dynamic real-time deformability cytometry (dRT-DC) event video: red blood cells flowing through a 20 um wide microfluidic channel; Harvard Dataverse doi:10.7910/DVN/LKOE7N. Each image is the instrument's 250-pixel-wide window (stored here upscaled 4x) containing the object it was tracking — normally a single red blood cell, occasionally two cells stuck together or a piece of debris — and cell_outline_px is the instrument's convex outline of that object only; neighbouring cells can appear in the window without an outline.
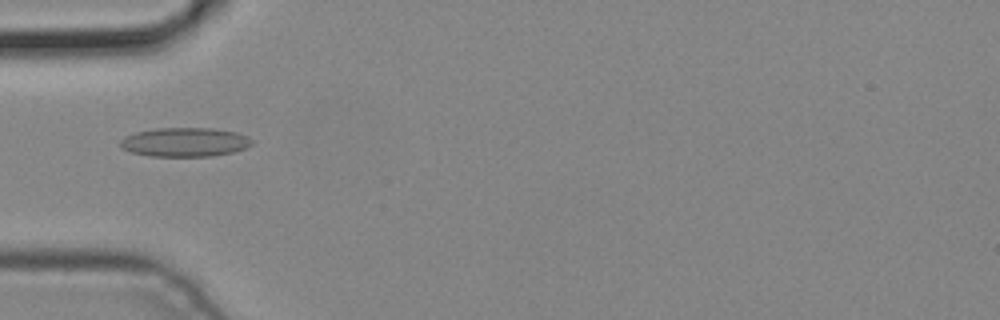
{"species": "common noctule bat (a hibernating species)", "species_latin": "Nyctalus noctula", "temperature_condition": "cold", "stored_images_in_passage": 2, "camera_frame_rate_fps": 3000, "um_per_image_px": 0.085, "animal": {"sex": "male", "body_mass_g": 19.2, "forearm_length_mm": 51.8}, "frame": {"image": 1, "passage_image": 1, "time_ms": 0.0, "image_size_px": [1000, 320], "cell_outline_px": [[252, 144], [244, 148], [232, 152], [212, 156], [148, 156], [132, 152], [120, 148], [120, 140], [124, 136], [136, 132], [156, 128], [212, 128], [236, 132], [248, 136], [252, 140]], "centroid_in_image_um": [15.68, 12.08], "position_along_channel_um": 69.3, "area_um2": 22.31}}
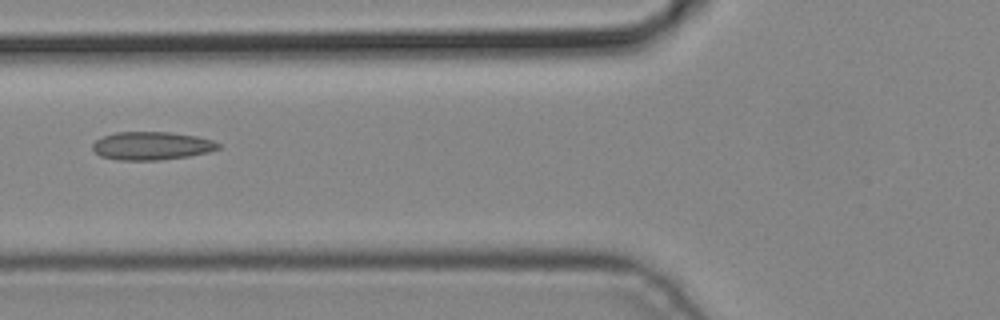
{"frame": {"image": 2, "passage_image": 2, "time_ms": 0.333, "image_size_px": [1000, 320], "cell_outline_px": [[220, 148], [208, 152], [188, 156], [160, 160], [116, 160], [100, 156], [92, 148], [92, 144], [96, 140], [104, 136], [116, 132], [168, 132], [196, 136], [212, 140], [220, 144]], "centroid_in_image_um": [12.88, 12.4], "position_along_channel_um": 112.9, "area_um2": 20.58}}